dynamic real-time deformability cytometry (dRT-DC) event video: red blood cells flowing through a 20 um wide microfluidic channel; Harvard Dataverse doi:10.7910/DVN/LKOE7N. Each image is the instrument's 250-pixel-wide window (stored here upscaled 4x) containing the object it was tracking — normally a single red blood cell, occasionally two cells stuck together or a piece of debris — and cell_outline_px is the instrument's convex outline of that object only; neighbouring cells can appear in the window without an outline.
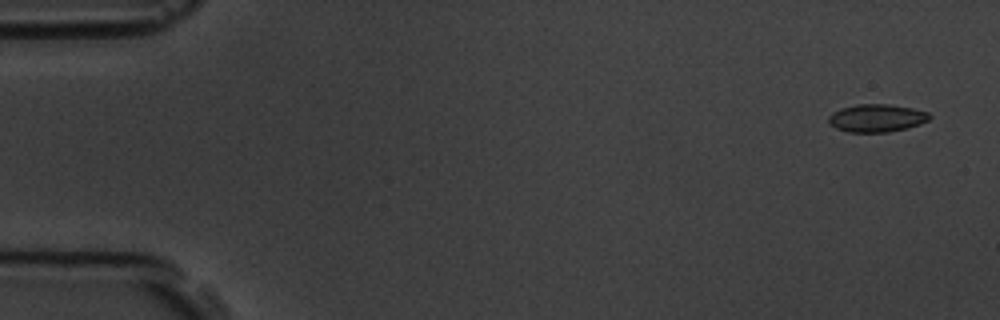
{"species": "common noctule bat (a hibernating species)", "species_latin": "Nyctalus noctula", "temperature_condition": "room temperature", "stored_images_in_passage": 5, "camera_frame_rate_fps": 3000, "um_per_image_px": 0.085, "animal": {"sex": "male", "body_mass_g": 19.5, "forearm_length_mm": 54.6}, "frame": {"image": 1, "passage_image": 1, "time_ms": 0.0, "image_size_px": [1000, 320], "cell_outline_px": [[932, 116], [928, 120], [920, 124], [888, 132], [848, 132], [836, 128], [828, 124], [828, 116], [832, 112], [840, 108], [856, 104], [888, 104], [912, 108], [928, 112]], "centroid_in_image_um": [74.48, 10.03], "position_along_channel_um": 10.5, "area_um2": 16.42}}
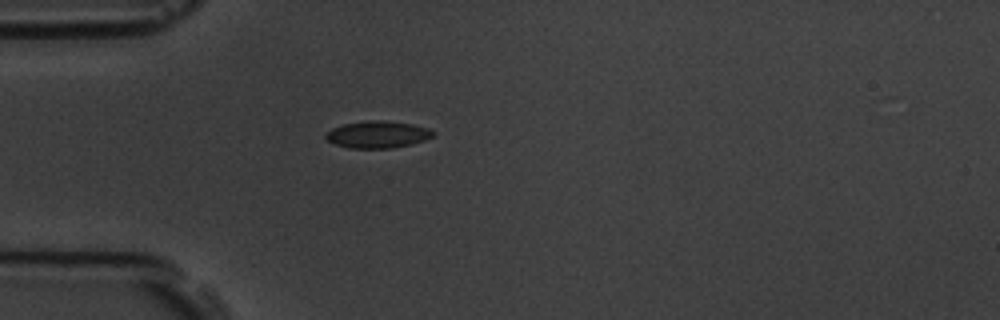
{"frame": {"image": 2, "passage_image": 5, "time_ms": 4.333, "image_size_px": [1000, 320], "cell_outline_px": [[436, 132], [432, 136], [424, 140], [392, 148], [348, 148], [336, 144], [328, 140], [324, 136], [332, 128], [344, 124], [368, 120], [380, 120], [412, 124], [428, 128]], "centroid_in_image_um": [32.09, 11.43], "position_along_channel_um": 52.9, "area_um2": 16.65}}